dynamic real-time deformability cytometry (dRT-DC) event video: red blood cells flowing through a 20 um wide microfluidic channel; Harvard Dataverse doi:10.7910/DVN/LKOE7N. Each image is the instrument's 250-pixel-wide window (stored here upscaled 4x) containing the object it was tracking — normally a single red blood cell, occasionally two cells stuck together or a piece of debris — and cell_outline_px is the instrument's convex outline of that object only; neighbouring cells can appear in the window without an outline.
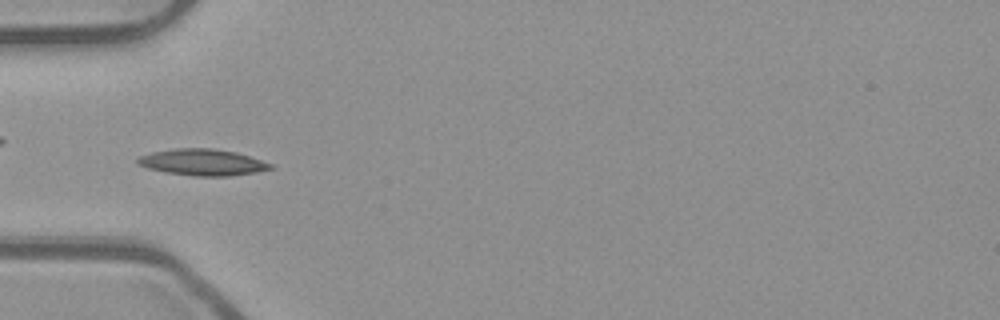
{"species": "common noctule bat (a hibernating species)", "species_latin": "Nyctalus noctula", "temperature_condition": "room temperature", "stored_images_in_passage": 47, "camera_frame_rate_fps": 3000, "um_per_image_px": 0.085, "animal": {"sex": "male", "body_mass_g": 23.1, "forearm_length_mm": 52.7}, "frame": {"image": 1, "passage_image": 18, "time_ms": 5.667, "image_size_px": [1000, 320], "cell_outline_px": [[272, 168], [256, 172], [228, 176], [196, 176], [164, 172], [148, 168], [136, 164], [136, 160], [140, 156], [152, 152], [176, 148], [212, 148], [236, 152], [272, 164]], "centroid_in_image_um": [17.17, 13.79], "position_along_channel_um": 67.8, "area_um2": 20.29}}
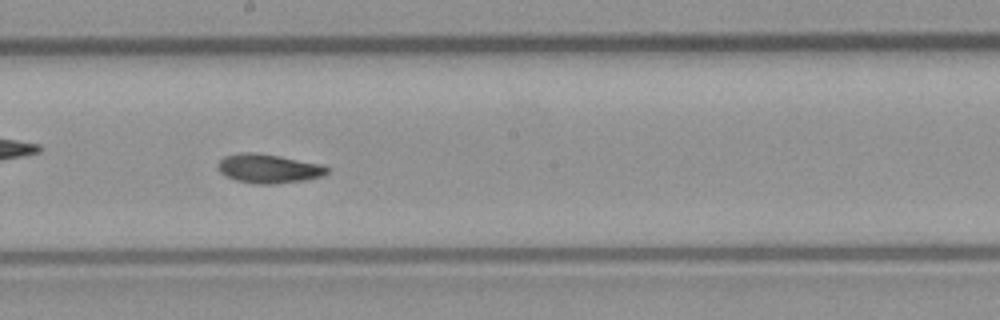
{"frame": {"image": 2, "passage_image": 30, "time_ms": 9.667, "image_size_px": [1000, 320], "cell_outline_px": [[328, 172], [320, 176], [304, 180], [276, 184], [252, 184], [236, 180], [224, 176], [220, 172], [220, 160], [224, 156], [240, 152], [252, 152], [276, 156], [320, 164], [328, 168]], "centroid_in_image_um": [22.78, 14.34], "position_along_channel_um": 225.4, "area_um2": 18.15}}
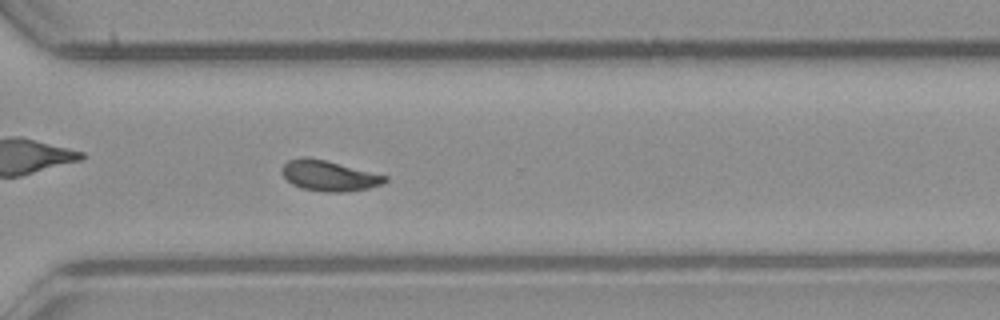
{"frame": {"image": 3, "passage_image": 39, "time_ms": 12.667, "image_size_px": [1000, 320], "cell_outline_px": [[388, 180], [384, 184], [368, 188], [348, 192], [324, 192], [304, 188], [292, 184], [280, 172], [280, 168], [288, 160], [300, 156], [304, 156], [324, 160], [388, 176]], "centroid_in_image_um": [27.96, 14.94], "position_along_channel_um": 342.6, "area_um2": 18.32}, "authors_computed_cell_mechanics": {"area_um2": 18.1492, "velocity_mm_per_s": 3.9215, "shape_relaxation_time_tau1_ms": 4.0823, "shape_relaxation_time_tau2_ms": 3.1194, "deformation_change_tau1": 0.1314, "deformation_change_tau2": 0.0793}}